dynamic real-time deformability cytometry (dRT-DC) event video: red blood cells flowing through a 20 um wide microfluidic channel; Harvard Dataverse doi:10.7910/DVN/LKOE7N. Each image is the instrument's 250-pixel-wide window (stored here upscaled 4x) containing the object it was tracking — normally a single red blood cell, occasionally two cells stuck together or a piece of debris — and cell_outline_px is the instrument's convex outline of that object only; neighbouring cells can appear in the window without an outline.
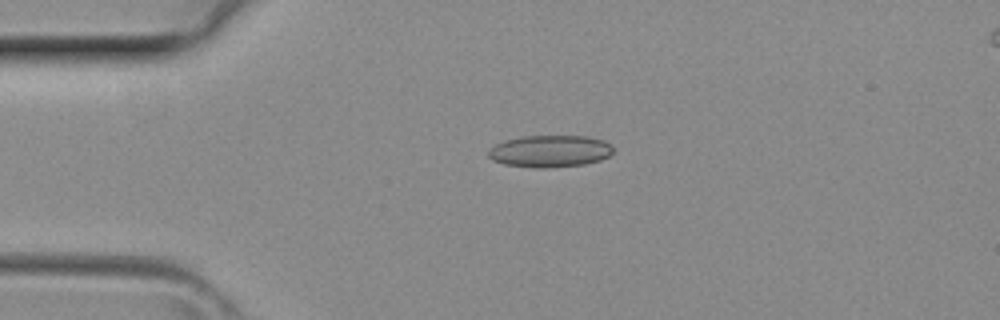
{"species": "common noctule bat (a hibernating species)", "species_latin": "Nyctalus noctula", "temperature_condition": "room temperature", "stored_images_in_passage": 3, "camera_frame_rate_fps": 3000, "um_per_image_px": 0.085, "animal": {"sex": "female", "body_mass_g": 29.2, "forearm_length_mm": 56.3}, "frame": {"image": 1, "passage_image": 2, "time_ms": 0.333, "image_size_px": [1000, 320], "cell_outline_px": [[612, 152], [608, 156], [600, 160], [584, 164], [548, 168], [536, 168], [504, 164], [492, 160], [488, 156], [488, 148], [504, 140], [520, 136], [588, 136], [604, 140], [612, 148]], "centroid_in_image_um": [46.7, 12.85], "position_along_channel_um": 38.3, "area_um2": 23.35}}